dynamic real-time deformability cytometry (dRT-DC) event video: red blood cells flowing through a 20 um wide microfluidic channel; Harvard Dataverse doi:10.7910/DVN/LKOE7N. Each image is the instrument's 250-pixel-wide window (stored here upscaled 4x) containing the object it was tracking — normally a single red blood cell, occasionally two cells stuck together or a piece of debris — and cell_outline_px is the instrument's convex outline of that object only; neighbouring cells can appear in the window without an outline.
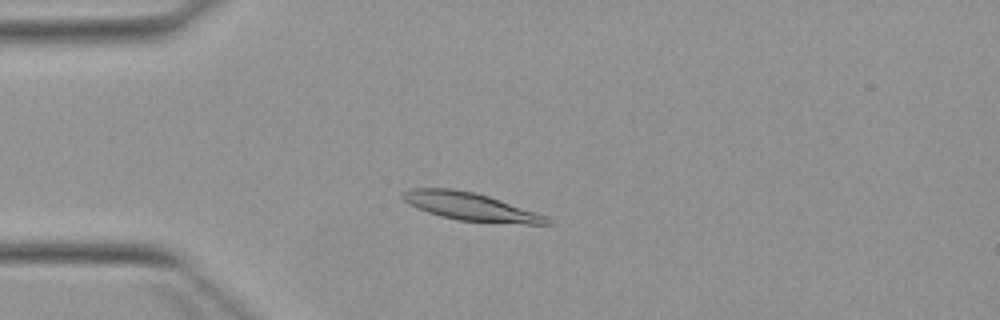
{"species": "Egyptian fruit bat (a non-hibernating species)", "species_latin": "Rousettus aegyptiacus", "temperature_condition": "warm", "stored_images_in_passage": 3, "camera_frame_rate_fps": 3000, "um_per_image_px": 0.085, "animal": {"sex": "female"}, "frame": {"image": 1, "passage_image": 2, "time_ms": 2.667, "image_size_px": [1000, 320], "cell_outline_px": [[552, 224], [524, 224], [456, 220], [440, 216], [428, 212], [408, 204], [400, 196], [408, 188], [452, 188], [476, 192], [548, 216], [552, 220]], "centroid_in_image_um": [40.0, 17.56], "position_along_channel_um": 45.0, "area_um2": 23.52}}